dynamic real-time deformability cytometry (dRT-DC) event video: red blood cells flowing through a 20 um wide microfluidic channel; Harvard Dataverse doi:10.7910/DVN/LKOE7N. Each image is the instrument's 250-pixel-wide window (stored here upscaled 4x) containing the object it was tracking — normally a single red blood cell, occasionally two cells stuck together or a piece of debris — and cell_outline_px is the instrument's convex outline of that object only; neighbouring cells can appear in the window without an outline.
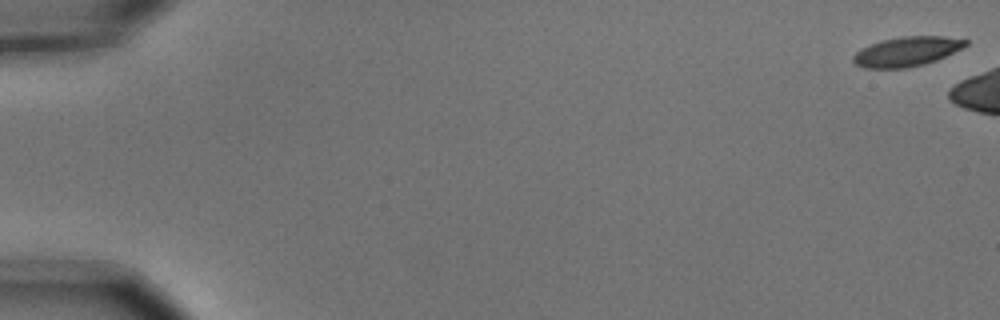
{"species": "common noctule bat (a hibernating species)", "species_latin": "Nyctalus noctula", "temperature_condition": "cold", "stored_images_in_passage": 3, "camera_frame_rate_fps": 3000, "um_per_image_px": 0.085, "animal": {"sex": "male", "body_mass_g": 15.6}, "frame": {"image": 1, "passage_image": 1, "time_ms": 0.0, "image_size_px": [1000, 320], "cell_outline_px": [[968, 44], [936, 60], [924, 64], [908, 68], [864, 68], [856, 64], [852, 60], [852, 56], [860, 48], [880, 40], [900, 36], [944, 36], [968, 40]], "centroid_in_image_um": [77.02, 4.37], "position_along_channel_um": 8.0, "area_um2": 19.36}}